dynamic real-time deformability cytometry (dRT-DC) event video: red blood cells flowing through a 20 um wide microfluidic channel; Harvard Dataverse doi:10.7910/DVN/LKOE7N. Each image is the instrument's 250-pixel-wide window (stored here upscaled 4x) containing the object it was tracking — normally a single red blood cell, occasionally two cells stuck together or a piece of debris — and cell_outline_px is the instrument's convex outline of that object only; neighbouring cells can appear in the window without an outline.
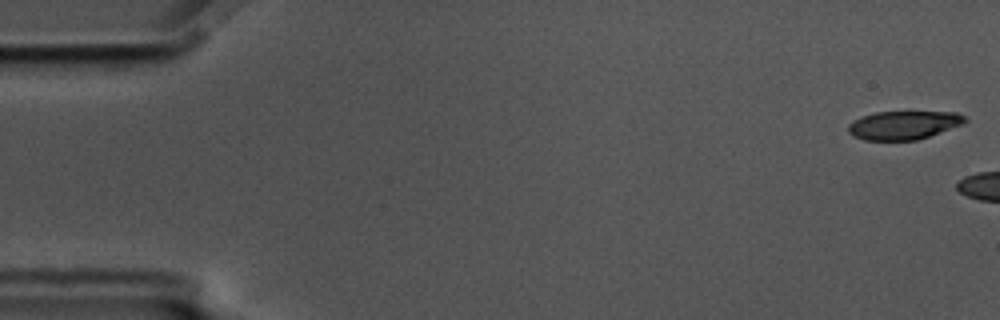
{"species": "common noctule bat (a hibernating species)", "species_latin": "Nyctalus noctula", "temperature_condition": "cold", "stored_images_in_passage": 6, "camera_frame_rate_fps": 3000, "um_per_image_px": 0.085, "animal": {"sex": "male", "body_mass_g": 17.5, "forearm_length_mm": 52.3}, "frame": {"image": 1, "passage_image": 1, "time_ms": 0.0, "image_size_px": [1000, 320], "cell_outline_px": [[968, 120], [964, 124], [916, 140], [864, 140], [852, 136], [848, 132], [848, 124], [852, 120], [876, 112], [956, 112], [964, 116]], "centroid_in_image_um": [76.79, 10.64], "position_along_channel_um": 8.2, "area_um2": 19.36}}